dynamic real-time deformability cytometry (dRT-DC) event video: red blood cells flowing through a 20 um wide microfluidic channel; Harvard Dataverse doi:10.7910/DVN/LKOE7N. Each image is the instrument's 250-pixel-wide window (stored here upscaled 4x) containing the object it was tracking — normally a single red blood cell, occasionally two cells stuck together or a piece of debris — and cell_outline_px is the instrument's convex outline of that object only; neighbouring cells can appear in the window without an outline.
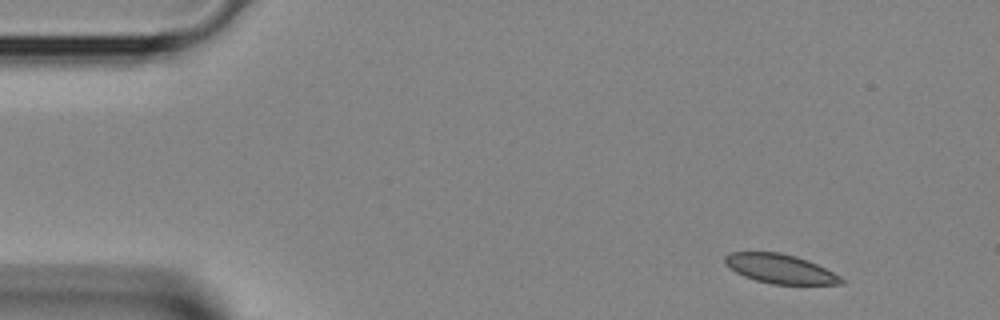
{"species": "Egyptian fruit bat (a non-hibernating species)", "species_latin": "Rousettus aegyptiacus", "temperature_condition": "room temperature", "stored_images_in_passage": 4, "camera_frame_rate_fps": 3000, "um_per_image_px": 0.085, "animal": {"sex": "female"}, "frame": {"image": 1, "passage_image": 4, "time_ms": 1.0, "image_size_px": [1000, 320], "cell_outline_px": [[844, 284], [772, 284], [756, 280], [744, 276], [736, 272], [724, 264], [724, 256], [732, 252], [780, 252], [796, 256], [808, 260], [840, 276], [844, 280]], "centroid_in_image_um": [66.29, 22.84], "position_along_channel_um": 18.7, "area_um2": 19.71}}